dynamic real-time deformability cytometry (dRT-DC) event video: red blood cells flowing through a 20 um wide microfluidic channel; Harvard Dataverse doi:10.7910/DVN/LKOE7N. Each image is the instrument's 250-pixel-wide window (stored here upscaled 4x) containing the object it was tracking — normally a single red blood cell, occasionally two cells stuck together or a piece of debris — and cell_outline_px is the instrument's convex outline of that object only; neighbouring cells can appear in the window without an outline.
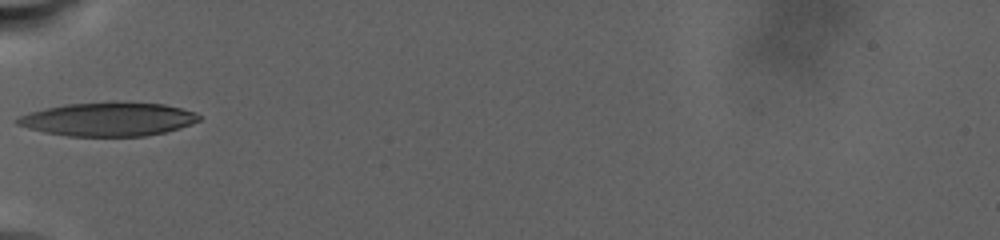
{"species": "human", "species_latin": "Homo sapiens", "temperature_condition": "warm", "stored_images_in_passage": 38, "camera_frame_rate_fps": 3000, "um_per_image_px": 0.085, "donor": {"sex": "male"}, "frame": {"image": 1, "passage_image": 1, "time_ms": 0.0, "image_size_px": [1000, 240], "cell_outline_px": [[200, 120], [192, 124], [180, 128], [164, 132], [144, 136], [68, 136], [44, 132], [28, 128], [16, 124], [12, 120], [16, 116], [28, 112], [64, 104], [112, 100], [116, 100], [164, 104], [196, 112], [200, 116]], "centroid_in_image_um": [9.16, 10.11], "position_along_channel_um": 75.8, "area_um2": 36.47}}
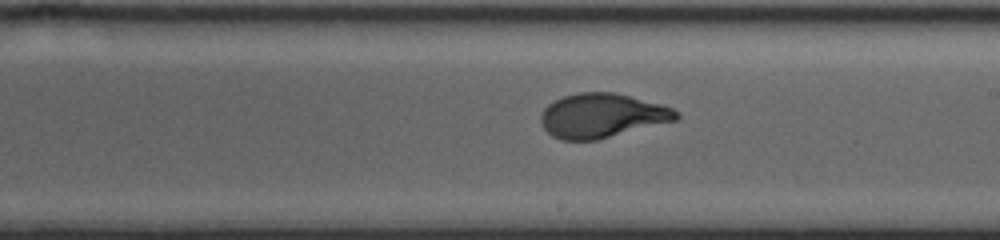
{"frame": {"image": 2, "passage_image": 21, "time_ms": 7.0, "image_size_px": [1000, 240], "cell_outline_px": [[680, 116], [676, 120], [596, 140], [560, 140], [552, 136], [540, 124], [540, 112], [552, 100], [576, 92], [612, 92], [660, 104], [672, 108], [680, 112]], "centroid_in_image_um": [51.11, 9.83], "position_along_channel_um": 237.9, "area_um2": 34.91}}
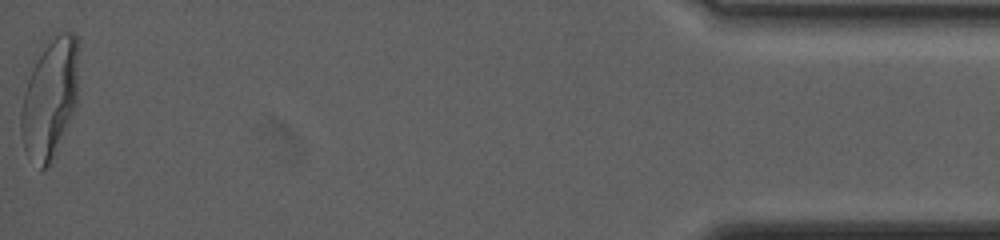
{"frame": {"image": 3, "passage_image": 38, "time_ms": 18.667, "image_size_px": [1000, 240], "cell_outline_px": [[76, 108], [52, 164], [48, 168], [40, 168], [24, 148], [20, 136], [20, 112], [24, 92], [32, 68], [36, 60], [48, 44], [60, 32], [76, 32]], "centroid_in_image_um": [4.22, 8.47], "position_along_channel_um": 431.0, "area_um2": 39.54}, "authors_computed_cell_mechanics": {"area_um2": 34.9979, "velocity_mm_per_s": 2.3365, "shape_relaxation_time_tau1_ms": 6.8258, "shape_relaxation_time_tau2_ms": null, "deformation_change_tau1": 0.2538, "deformation_change_tau2": null}}